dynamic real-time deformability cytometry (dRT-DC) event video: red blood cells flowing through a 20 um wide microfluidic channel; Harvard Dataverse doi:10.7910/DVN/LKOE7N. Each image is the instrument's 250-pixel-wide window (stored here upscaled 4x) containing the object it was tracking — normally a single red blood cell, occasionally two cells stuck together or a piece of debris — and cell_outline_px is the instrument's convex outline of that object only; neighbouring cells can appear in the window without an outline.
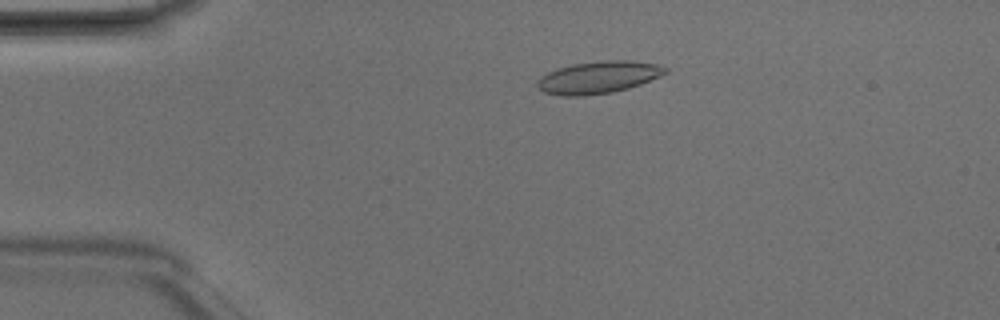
{"species": "Egyptian fruit bat (a non-hibernating species)", "species_latin": "Rousettus aegyptiacus", "temperature_condition": "room temperature", "stored_images_in_passage": 2, "camera_frame_rate_fps": 3000, "um_per_image_px": 0.085, "animal": {"sex": "male"}, "frame": {"image": 1, "passage_image": 1, "time_ms": 0.0, "image_size_px": [1000, 320], "cell_outline_px": [[668, 72], [660, 76], [640, 84], [628, 88], [612, 92], [584, 96], [560, 96], [544, 92], [536, 84], [536, 80], [540, 76], [556, 68], [572, 64], [604, 60], [632, 60], [656, 64], [668, 68]], "centroid_in_image_um": [50.84, 6.57], "position_along_channel_um": 34.2, "area_um2": 24.16}}